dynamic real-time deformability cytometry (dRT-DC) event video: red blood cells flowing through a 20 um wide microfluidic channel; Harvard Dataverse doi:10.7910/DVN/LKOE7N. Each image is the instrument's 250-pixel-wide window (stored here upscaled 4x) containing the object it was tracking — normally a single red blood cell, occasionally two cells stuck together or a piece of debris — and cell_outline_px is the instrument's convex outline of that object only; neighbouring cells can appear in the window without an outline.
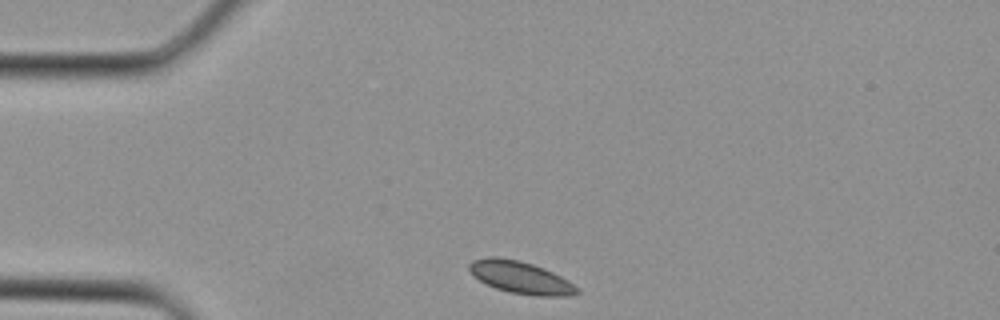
{"species": "Egyptian fruit bat (a non-hibernating species)", "species_latin": "Rousettus aegyptiacus", "temperature_condition": "cold", "stored_images_in_passage": 1, "camera_frame_rate_fps": 3000, "um_per_image_px": 0.085, "animal": {"sex": "female"}, "frame": {"image": 1, "passage_image": 1, "time_ms": 0.0, "image_size_px": [1000, 320], "cell_outline_px": [[580, 292], [568, 296], [532, 296], [508, 292], [496, 288], [480, 280], [468, 268], [468, 264], [472, 260], [488, 256], [496, 256], [520, 260], [544, 268], [568, 280], [580, 288]], "centroid_in_image_um": [44.28, 23.58], "position_along_channel_um": 40.7, "area_um2": 20.35}}